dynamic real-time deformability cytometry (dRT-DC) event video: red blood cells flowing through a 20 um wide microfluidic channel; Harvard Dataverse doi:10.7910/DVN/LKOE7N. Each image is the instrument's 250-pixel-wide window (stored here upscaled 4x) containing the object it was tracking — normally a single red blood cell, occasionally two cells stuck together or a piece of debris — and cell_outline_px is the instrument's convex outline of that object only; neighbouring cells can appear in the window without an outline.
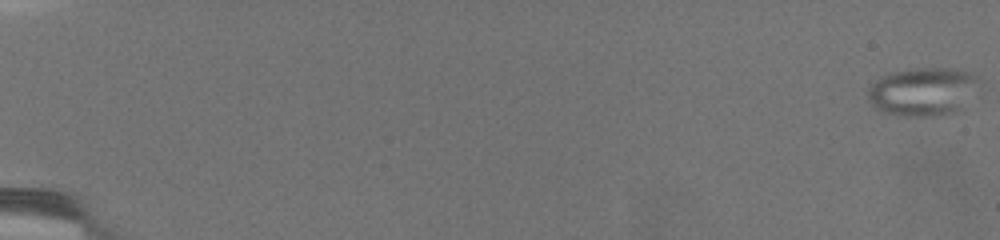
{"species": "common noctule bat (a hibernating species)", "species_latin": "Nyctalus noctula", "temperature_condition": "warm", "stored_images_in_passage": 73, "camera_frame_rate_fps": 3000, "um_per_image_px": 0.085, "animal": {"sex": "female", "body_mass_g": 19.5, "forearm_length_mm": 54.1}, "frame": {"image": 1, "passage_image": 1, "time_ms": 0.0, "image_size_px": [1000, 240], "cell_outline_px": [[980, 80], [960, 108], [952, 112], [924, 116], [900, 116], [884, 112], [876, 108], [868, 100], [868, 88], [880, 76], [892, 72], [916, 68], [948, 68], [972, 72], [980, 76]], "centroid_in_image_um": [78.39, 7.75], "position_along_channel_um": 6.6, "area_um2": 30.87}}
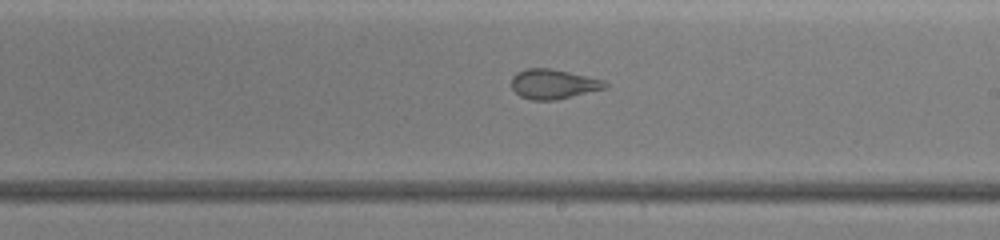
{"frame": {"image": 2, "passage_image": 46, "time_ms": 15.0, "image_size_px": [1000, 240], "cell_outline_px": [[608, 88], [556, 100], [532, 100], [520, 96], [512, 88], [512, 76], [516, 72], [528, 68], [552, 68], [604, 80], [608, 84]], "centroid_in_image_um": [47.05, 7.14], "position_along_channel_um": 242.0, "area_um2": 16.3}}
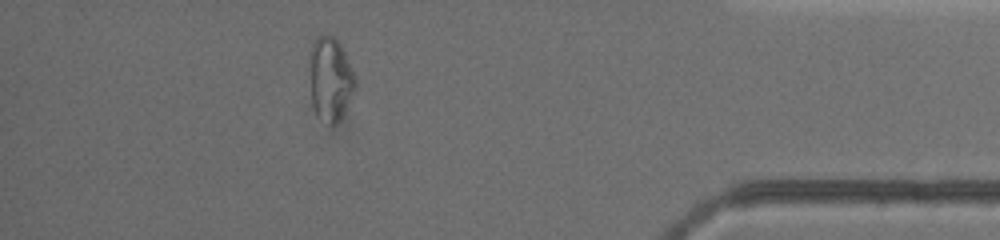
{"frame": {"image": 3, "passage_image": 66, "time_ms": 21.667, "image_size_px": [1000, 240], "cell_outline_px": [[356, 88], [340, 120], [336, 124], [328, 124], [316, 116], [312, 100], [308, 56], [312, 44], [320, 36], [332, 36], [340, 44], [356, 76]], "centroid_in_image_um": [28.08, 6.74], "position_along_channel_um": 407.1, "area_um2": 22.37}, "authors_computed_cell_mechanics": {"area_um2": 23.2934, "velocity_mm_per_s": 3.0106, "shape_relaxation_time_tau1_ms": null, "shape_relaxation_time_tau2_ms": 1.2675, "deformation_change_tau1": null, "deformation_change_tau2": 0.079}}